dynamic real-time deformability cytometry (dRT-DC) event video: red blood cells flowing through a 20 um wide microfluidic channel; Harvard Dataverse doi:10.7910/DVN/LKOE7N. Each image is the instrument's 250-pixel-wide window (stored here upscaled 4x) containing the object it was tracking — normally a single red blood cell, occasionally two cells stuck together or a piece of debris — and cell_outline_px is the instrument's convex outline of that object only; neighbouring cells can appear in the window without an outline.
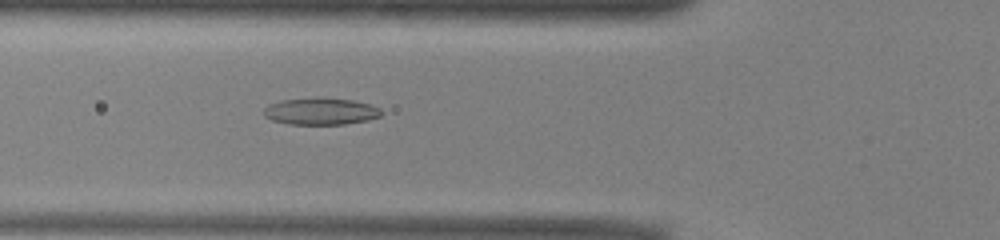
{"species": "common noctule bat (a hibernating species)", "species_latin": "Nyctalus noctula", "temperature_condition": "warm", "stored_images_in_passage": 47, "camera_frame_rate_fps": 3000, "um_per_image_px": 0.085, "animal": {"sex": "male", "body_mass_g": 13.0, "forearm_length_mm": 53.1}, "frame": {"image": 1, "passage_image": 14, "time_ms": 4.333, "image_size_px": [1000, 240], "cell_outline_px": [[384, 112], [380, 116], [368, 120], [344, 124], [288, 124], [272, 120], [264, 116], [264, 108], [268, 104], [280, 100], [352, 100], [368, 104], [380, 108]], "centroid_in_image_um": [27.26, 9.5], "position_along_channel_um": 98.5, "area_um2": 17.69}}
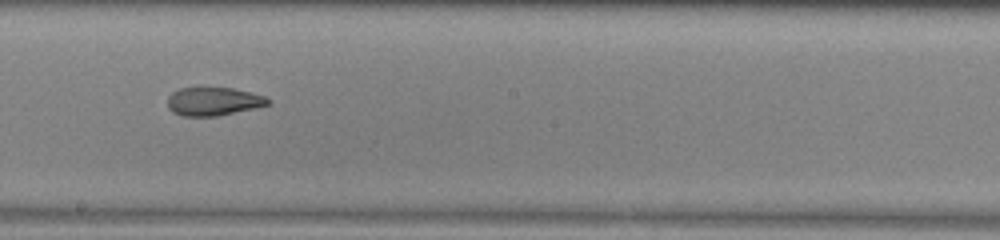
{"frame": {"image": 2, "passage_image": 24, "time_ms": 7.667, "image_size_px": [1000, 240], "cell_outline_px": [[272, 104], [256, 108], [216, 116], [184, 116], [172, 112], [168, 108], [168, 96], [172, 92], [180, 88], [232, 88], [264, 96], [272, 100]], "centroid_in_image_um": [18.16, 8.63], "position_along_channel_um": 230.0, "area_um2": 16.59}}
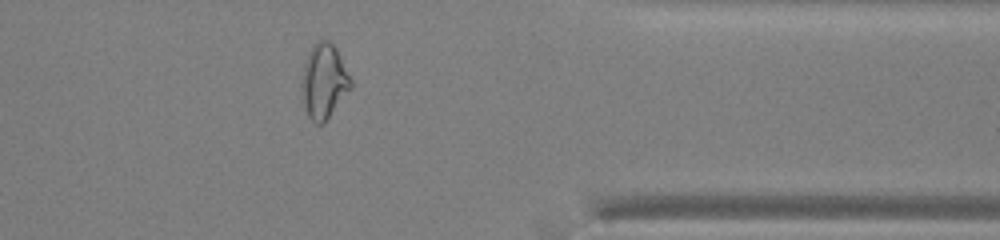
{"frame": {"image": 3, "passage_image": 37, "time_ms": 12.0, "image_size_px": [1000, 240], "cell_outline_px": [[352, 88], [324, 124], [316, 124], [308, 116], [304, 104], [300, 88], [300, 80], [304, 64], [308, 52], [312, 44], [316, 40], [328, 40], [336, 48], [352, 80]], "centroid_in_image_um": [27.52, 6.91], "position_along_channel_um": 383.9, "area_um2": 21.73}, "authors_computed_cell_mechanics": {"area_um2": 19.8832, "velocity_mm_per_s": 3.9416, "shape_relaxation_time_tau1_ms": null, "shape_relaxation_time_tau2_ms": 3.2491, "deformation_change_tau1": null, "deformation_change_tau2": 0.1062}}